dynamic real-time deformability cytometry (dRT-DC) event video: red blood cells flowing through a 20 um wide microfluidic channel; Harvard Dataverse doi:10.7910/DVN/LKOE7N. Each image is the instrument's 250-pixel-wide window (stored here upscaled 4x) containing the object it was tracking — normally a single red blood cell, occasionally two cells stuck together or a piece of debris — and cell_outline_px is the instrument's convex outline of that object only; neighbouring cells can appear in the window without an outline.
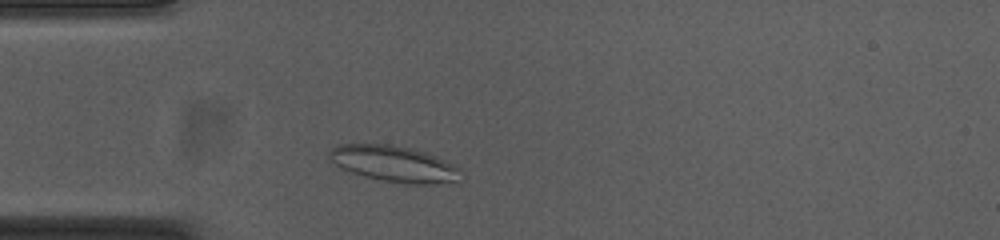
{"species": "common noctule bat (a hibernating species)", "species_latin": "Nyctalus noctula", "temperature_condition": "cold", "stored_images_in_passage": 35, "camera_frame_rate_fps": 3000, "um_per_image_px": 0.085, "animal": {"sex": "female", "body_mass_g": 23.0, "forearm_length_mm": 53.4}, "frame": {"image": 1, "passage_image": 5, "time_ms": 1.333, "image_size_px": [1000, 240], "cell_outline_px": [[460, 184], [408, 184], [380, 180], [348, 172], [340, 168], [328, 156], [328, 152], [332, 148], [340, 144], [392, 144], [424, 152], [436, 156], [460, 168]], "centroid_in_image_um": [33.53, 13.95], "position_along_channel_um": 51.5, "area_um2": 27.98}}
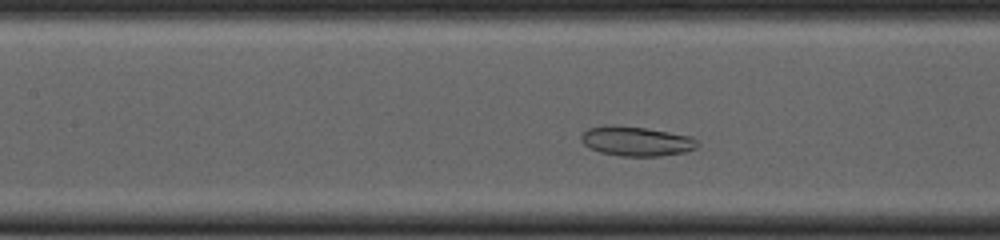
{"frame": {"image": 2, "passage_image": 14, "time_ms": 4.333, "image_size_px": [1000, 240], "cell_outline_px": [[700, 144], [696, 148], [684, 152], [660, 156], [620, 156], [600, 152], [584, 144], [580, 140], [580, 136], [588, 128], [604, 124], [608, 124], [644, 128], [692, 136]], "centroid_in_image_um": [54.08, 12.0], "position_along_channel_um": 153.3, "area_um2": 20.06}}
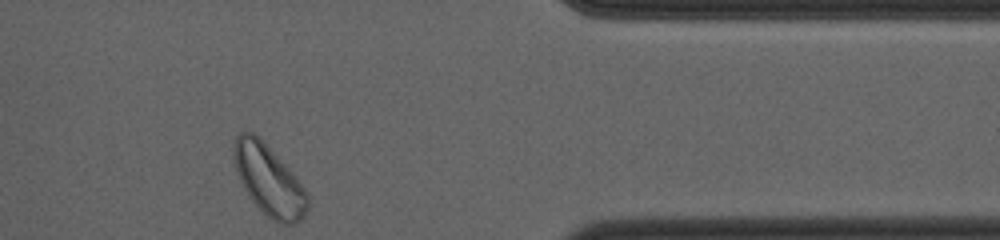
{"frame": {"image": 3, "passage_image": 35, "time_ms": 11.333, "image_size_px": [1000, 240], "cell_outline_px": [[308, 208], [304, 216], [296, 224], [280, 224], [272, 220], [248, 196], [240, 180], [232, 156], [236, 136], [240, 132], [252, 132], [288, 168], [304, 188], [308, 196]], "centroid_in_image_um": [22.85, 15.36], "position_along_channel_um": 388.5, "area_um2": 29.54}}